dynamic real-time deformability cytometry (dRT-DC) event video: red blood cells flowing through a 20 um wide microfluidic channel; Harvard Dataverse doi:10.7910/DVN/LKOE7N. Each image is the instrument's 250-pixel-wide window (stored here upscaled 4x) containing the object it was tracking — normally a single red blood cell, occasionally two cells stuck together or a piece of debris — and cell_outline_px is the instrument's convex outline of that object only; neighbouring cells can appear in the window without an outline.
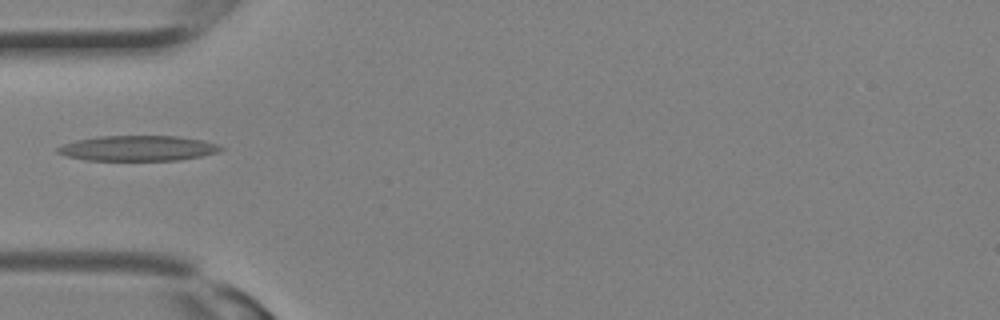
{"species": "Egyptian fruit bat (a non-hibernating species)", "species_latin": "Rousettus aegyptiacus", "temperature_condition": "room temperature", "stored_images_in_passage": 8, "camera_frame_rate_fps": 3000, "um_per_image_px": 0.085, "animal": {"sex": "female"}, "frame": {"image": 1, "passage_image": 7, "time_ms": 2.0, "image_size_px": [1000, 320], "cell_outline_px": [[224, 148], [220, 152], [180, 160], [84, 160], [68, 156], [56, 152], [56, 148], [64, 144], [76, 140], [100, 136], [176, 136], [200, 140], [216, 144]], "centroid_in_image_um": [11.71, 12.6], "position_along_channel_um": 73.3, "area_um2": 23.87}}